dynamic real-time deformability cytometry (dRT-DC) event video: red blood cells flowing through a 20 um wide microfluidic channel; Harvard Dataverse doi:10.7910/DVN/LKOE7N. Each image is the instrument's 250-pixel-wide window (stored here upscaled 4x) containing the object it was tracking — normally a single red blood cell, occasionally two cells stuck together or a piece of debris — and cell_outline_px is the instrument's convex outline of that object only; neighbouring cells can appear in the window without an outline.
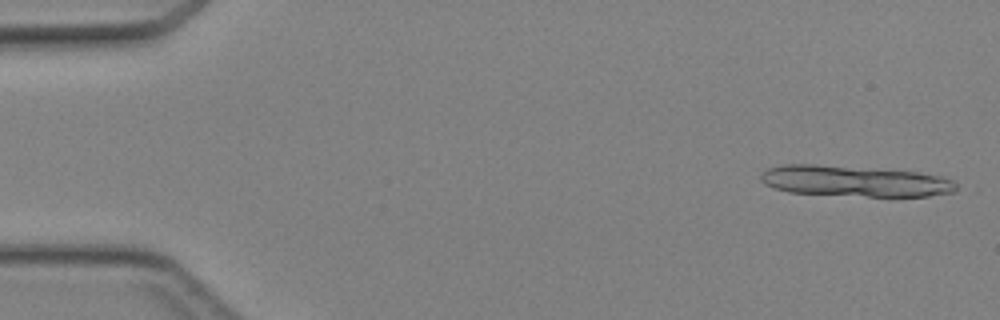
{"species": "Egyptian fruit bat (a non-hibernating species)", "species_latin": "Rousettus aegyptiacus", "temperature_condition": "cold", "stored_images_in_passage": 11, "camera_frame_rate_fps": 3000, "um_per_image_px": 0.085, "animal": {"sex": "female"}, "frame": {"image": 1, "passage_image": 2, "time_ms": 0.333, "image_size_px": [1000, 320], "cell_outline_px": [[956, 192], [928, 196], [868, 196], [788, 192], [772, 188], [764, 184], [760, 180], [760, 176], [768, 168], [780, 164], [816, 164], [920, 172], [940, 176], [952, 180], [956, 184]], "centroid_in_image_um": [72.63, 15.39], "position_along_channel_um": 12.4, "area_um2": 35.26}}